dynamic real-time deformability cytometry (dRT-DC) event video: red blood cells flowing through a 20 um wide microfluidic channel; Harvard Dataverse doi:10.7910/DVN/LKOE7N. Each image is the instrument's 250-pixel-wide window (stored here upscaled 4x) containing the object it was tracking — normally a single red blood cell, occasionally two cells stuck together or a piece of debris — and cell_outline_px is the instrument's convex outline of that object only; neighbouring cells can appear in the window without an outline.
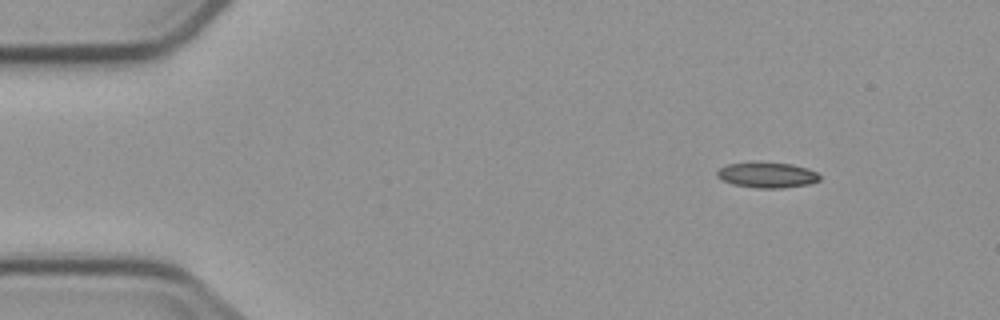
{"species": "common noctule bat (a hibernating species)", "species_latin": "Nyctalus noctula", "temperature_condition": "cold", "stored_images_in_passage": 9, "camera_frame_rate_fps": 3000, "um_per_image_px": 0.085, "animal": {"sex": "male", "body_mass_g": 23.1, "forearm_length_mm": 52.7}, "frame": {"image": 1, "passage_image": 1, "time_ms": 0.0, "image_size_px": [1000, 320], "cell_outline_px": [[820, 180], [808, 184], [780, 188], [756, 188], [732, 184], [716, 176], [716, 172], [724, 164], [752, 160], [760, 160], [792, 164], [808, 168], [816, 172], [820, 176]], "centroid_in_image_um": [65.15, 14.83], "position_along_channel_um": 19.8, "area_um2": 15.84}}
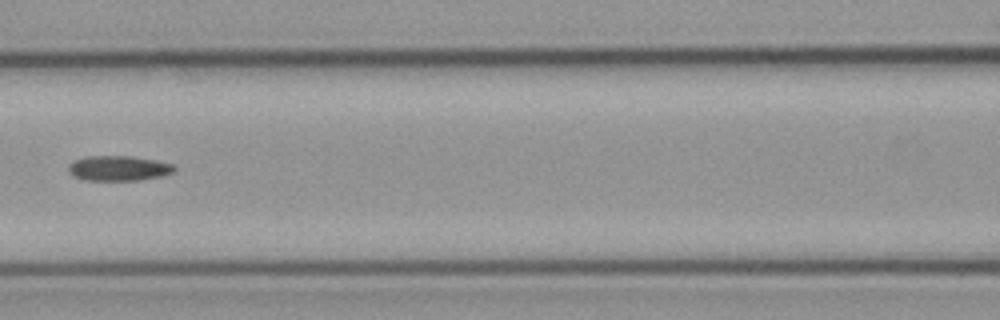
{"frame": {"image": 2, "passage_image": 6, "time_ms": 6.0, "image_size_px": [1000, 320], "cell_outline_px": [[176, 168], [172, 172], [160, 176], [136, 180], [84, 180], [68, 172], [68, 164], [72, 160], [84, 156], [132, 156], [156, 160], [172, 164]], "centroid_in_image_um": [10.02, 14.28], "position_along_channel_um": 156.6, "area_um2": 15.43}}
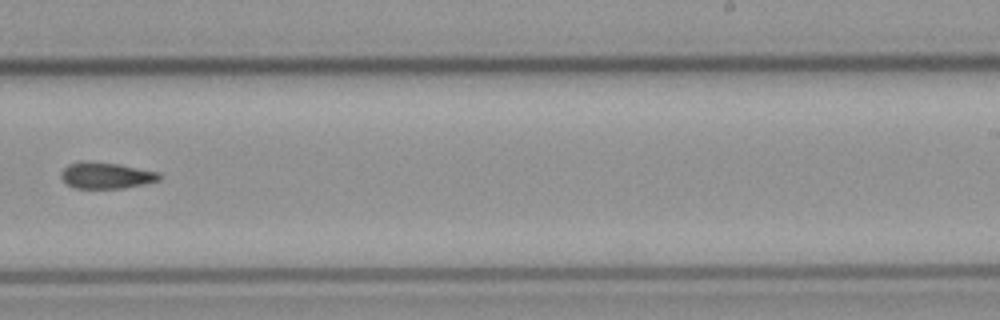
{"frame": {"image": 3, "passage_image": 9, "time_ms": 9.333, "image_size_px": [1000, 320], "cell_outline_px": [[160, 180], [144, 184], [124, 188], [76, 188], [68, 184], [60, 176], [60, 172], [68, 164], [80, 160], [88, 160], [120, 164], [160, 172]], "centroid_in_image_um": [9.02, 14.89], "position_along_channel_um": 280.0, "area_um2": 15.26}}